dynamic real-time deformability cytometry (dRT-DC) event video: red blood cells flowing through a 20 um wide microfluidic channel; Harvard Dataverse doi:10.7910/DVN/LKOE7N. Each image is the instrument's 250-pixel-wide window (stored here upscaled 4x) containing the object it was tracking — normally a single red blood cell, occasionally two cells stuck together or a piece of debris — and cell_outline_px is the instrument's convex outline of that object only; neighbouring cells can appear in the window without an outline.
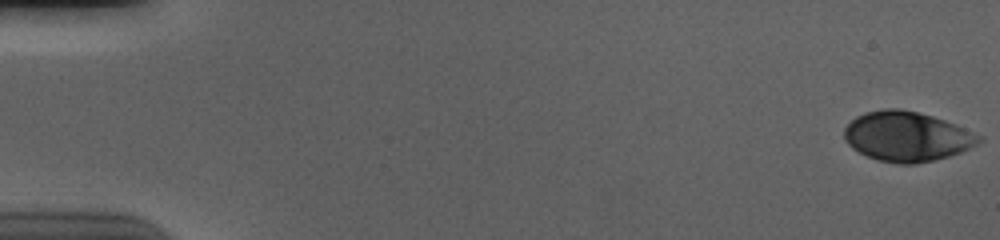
{"species": "human", "species_latin": "Homo sapiens", "temperature_condition": "cold", "stored_images_in_passage": 57, "camera_frame_rate_fps": 3000, "um_per_image_px": 0.085, "donor": {"sex": "male"}, "frame": {"image": 1, "passage_image": 1, "time_ms": 0.0, "image_size_px": [1000, 240], "cell_outline_px": [[984, 140], [960, 152], [948, 156], [916, 164], [896, 164], [880, 160], [868, 156], [852, 148], [844, 140], [844, 128], [856, 116], [864, 112], [884, 108], [900, 108], [932, 116], [944, 120], [984, 136]], "centroid_in_image_um": [77.07, 11.59], "position_along_channel_um": 7.9, "area_um2": 39.02}}
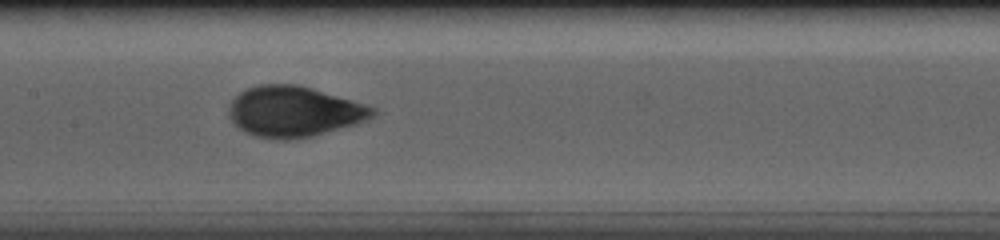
{"frame": {"image": 2, "passage_image": 29, "time_ms": 9.333, "image_size_px": [1000, 240], "cell_outline_px": [[376, 112], [368, 120], [356, 124], [312, 136], [288, 140], [276, 140], [256, 136], [244, 132], [228, 116], [228, 104], [240, 92], [248, 88], [260, 84], [296, 84], [312, 88], [376, 108]], "centroid_in_image_um": [24.96, 9.49], "position_along_channel_um": 182.4, "area_um2": 42.31}}
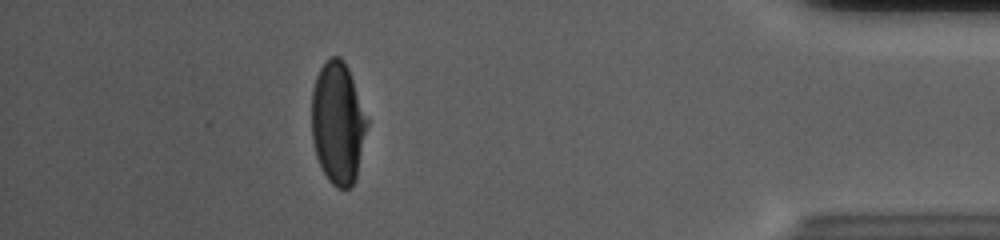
{"frame": {"image": 3, "passage_image": 51, "time_ms": 16.667, "image_size_px": [1000, 240], "cell_outline_px": [[368, 124], [356, 180], [348, 188], [336, 188], [328, 180], [316, 156], [312, 140], [312, 88], [316, 76], [320, 68], [332, 56], [340, 56], [344, 60], [348, 68], [368, 120]], "centroid_in_image_um": [28.72, 10.46], "position_along_channel_um": 406.5, "area_um2": 39.42}, "authors_computed_cell_mechanics": {"area_um2": 40.6334, "velocity_mm_per_s": 3.6758, "shape_relaxation_time_tau1_ms": 3.8065, "shape_relaxation_time_tau2_ms": null, "deformation_change_tau1": 0.1701, "deformation_change_tau2": null}}